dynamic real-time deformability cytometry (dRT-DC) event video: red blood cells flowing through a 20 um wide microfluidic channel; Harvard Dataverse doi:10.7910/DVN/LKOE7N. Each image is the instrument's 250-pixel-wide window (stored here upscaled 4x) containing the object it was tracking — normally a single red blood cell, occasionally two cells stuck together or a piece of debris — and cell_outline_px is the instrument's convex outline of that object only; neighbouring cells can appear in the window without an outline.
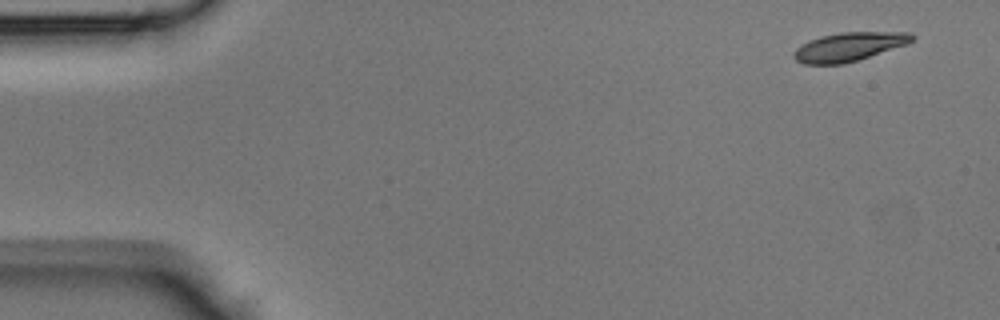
{"species": "Egyptian fruit bat (a non-hibernating species)", "species_latin": "Rousettus aegyptiacus", "temperature_condition": "room temperature", "stored_images_in_passage": 44, "camera_frame_rate_fps": 3000, "um_per_image_px": 0.085, "animal": {"sex": "male"}, "frame": {"image": 1, "passage_image": 1, "time_ms": 0.0, "image_size_px": [1000, 320], "cell_outline_px": [[916, 36], [908, 44], [844, 64], [804, 64], [796, 60], [792, 56], [792, 52], [796, 48], [820, 36], [840, 32], [912, 32]], "centroid_in_image_um": [72.18, 3.97], "position_along_channel_um": 12.8, "area_um2": 19.77}}
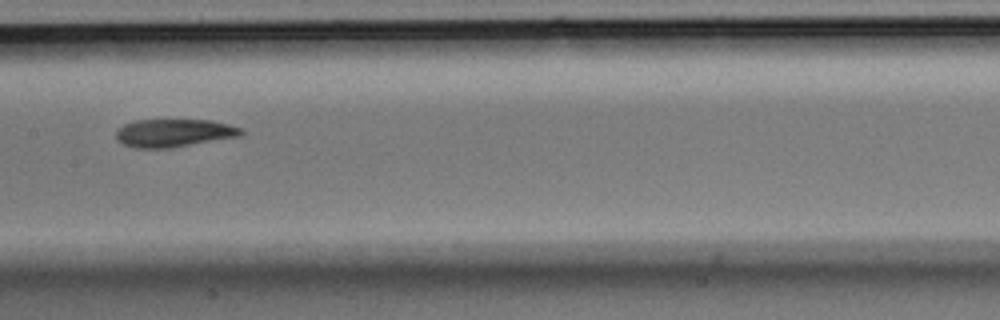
{"frame": {"image": 2, "passage_image": 22, "time_ms": 7.0, "image_size_px": [1000, 320], "cell_outline_px": [[244, 132], [240, 136], [172, 148], [136, 148], [124, 144], [116, 140], [116, 132], [124, 124], [136, 120], [208, 120], [228, 124], [244, 128]], "centroid_in_image_um": [14.8, 11.31], "position_along_channel_um": 192.6, "area_um2": 20.4}}
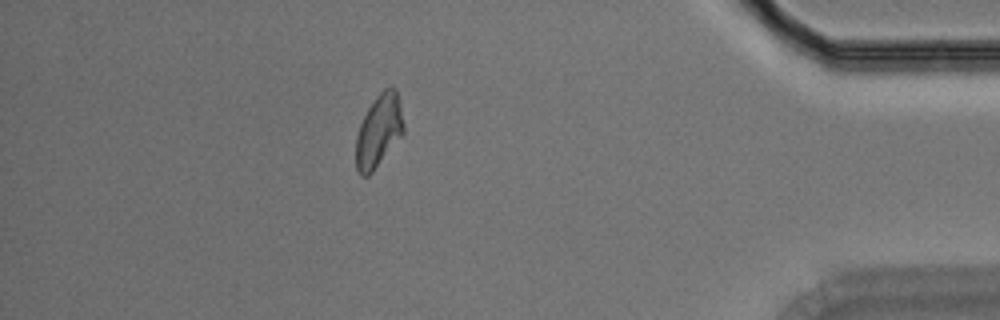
{"frame": {"image": 3, "passage_image": 40, "time_ms": 13.0, "image_size_px": [1000, 320], "cell_outline_px": [[404, 132], [372, 172], [368, 176], [360, 176], [356, 172], [356, 136], [360, 124], [368, 108], [376, 96], [384, 88], [396, 88], [400, 104], [404, 124]], "centroid_in_image_um": [32.18, 11.13], "position_along_channel_um": 403.0, "area_um2": 20.0}}